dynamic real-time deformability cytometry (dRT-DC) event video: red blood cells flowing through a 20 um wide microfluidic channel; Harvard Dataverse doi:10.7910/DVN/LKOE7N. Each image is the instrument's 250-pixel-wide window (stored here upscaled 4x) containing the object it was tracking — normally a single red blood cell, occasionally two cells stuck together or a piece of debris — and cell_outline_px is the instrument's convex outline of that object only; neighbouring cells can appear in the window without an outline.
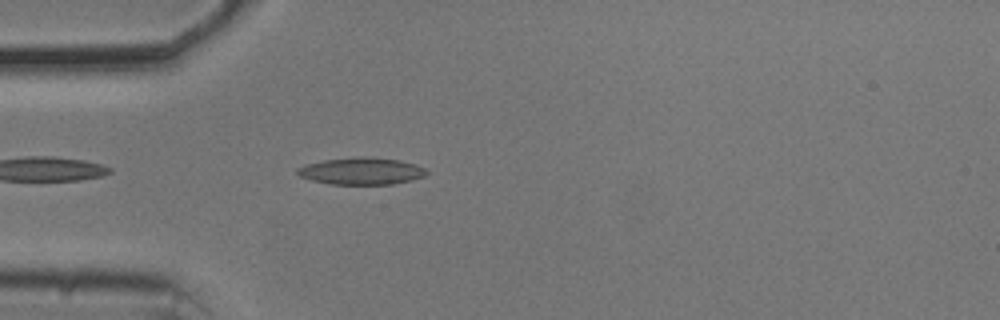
{"species": "common noctule bat (a hibernating species)", "species_latin": "Nyctalus noctula", "temperature_condition": "cold", "stored_images_in_passage": 36, "camera_frame_rate_fps": 3000, "um_per_image_px": 0.085, "animal": {"sex": "male", "body_mass_g": 20.5, "forearm_length_mm": 52.5}, "frame": {"image": 1, "passage_image": 2, "time_ms": 0.333, "image_size_px": [1000, 320], "cell_outline_px": [[428, 172], [424, 176], [412, 180], [392, 184], [332, 184], [312, 180], [300, 176], [296, 172], [296, 168], [304, 164], [324, 160], [364, 156], [400, 160], [416, 164], [424, 168]], "centroid_in_image_um": [30.72, 14.53], "position_along_channel_um": 54.3, "area_um2": 20.29}}
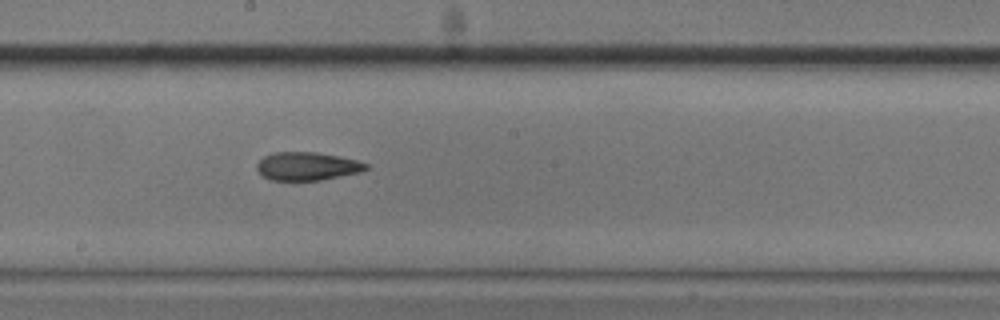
{"frame": {"image": 2, "passage_image": 16, "time_ms": 5.0, "image_size_px": [1000, 320], "cell_outline_px": [[368, 168], [360, 172], [320, 180], [272, 180], [264, 176], [256, 168], [256, 164], [264, 156], [276, 152], [316, 152], [340, 156], [356, 160], [368, 164]], "centroid_in_image_um": [26.11, 14.12], "position_along_channel_um": 222.1, "area_um2": 17.8}}
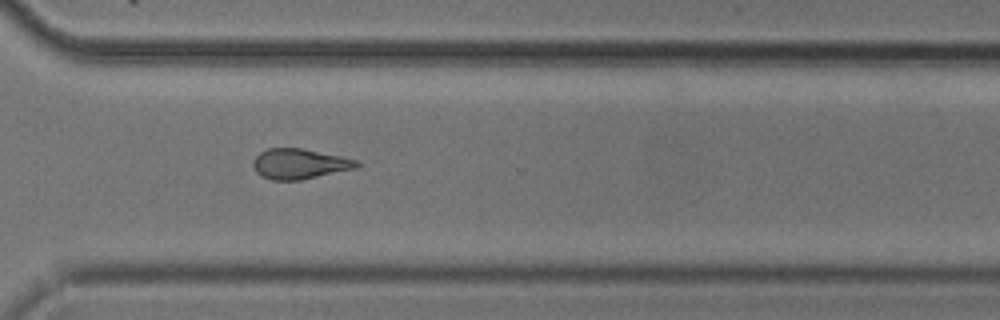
{"frame": {"image": 3, "passage_image": 26, "time_ms": 8.333, "image_size_px": [1000, 320], "cell_outline_px": [[360, 164], [356, 168], [300, 180], [272, 180], [260, 176], [256, 172], [252, 164], [252, 160], [260, 152], [268, 148], [304, 148], [340, 156], [356, 160]], "centroid_in_image_um": [25.41, 13.92], "position_along_channel_um": 345.2, "area_um2": 18.26}}